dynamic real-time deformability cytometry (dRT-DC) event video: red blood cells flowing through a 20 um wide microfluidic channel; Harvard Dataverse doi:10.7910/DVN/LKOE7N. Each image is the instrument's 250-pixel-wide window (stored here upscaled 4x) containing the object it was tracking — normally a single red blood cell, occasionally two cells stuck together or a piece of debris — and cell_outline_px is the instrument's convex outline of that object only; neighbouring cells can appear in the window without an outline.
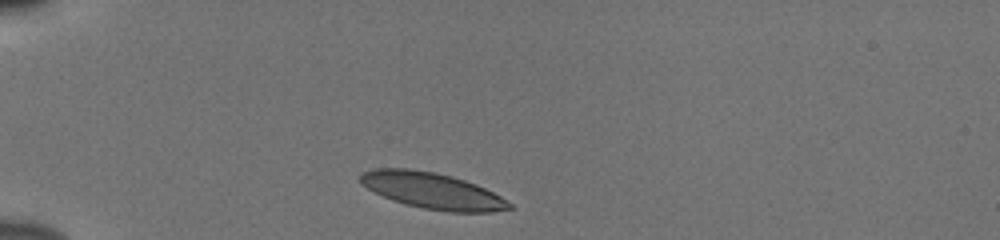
{"species": "human", "species_latin": "Homo sapiens", "temperature_condition": "cold", "stored_images_in_passage": 35, "camera_frame_rate_fps": 3000, "um_per_image_px": 0.085, "donor": {"sex": "male"}, "frame": {"image": 1, "passage_image": 1, "time_ms": 0.0, "image_size_px": [1000, 240], "cell_outline_px": [[512, 208], [492, 212], [448, 212], [424, 208], [404, 204], [392, 200], [360, 184], [360, 176], [364, 172], [376, 168], [408, 168], [432, 172], [452, 176], [476, 184], [500, 196], [512, 204]], "centroid_in_image_um": [36.75, 16.21], "position_along_channel_um": 48.3, "area_um2": 31.1}}
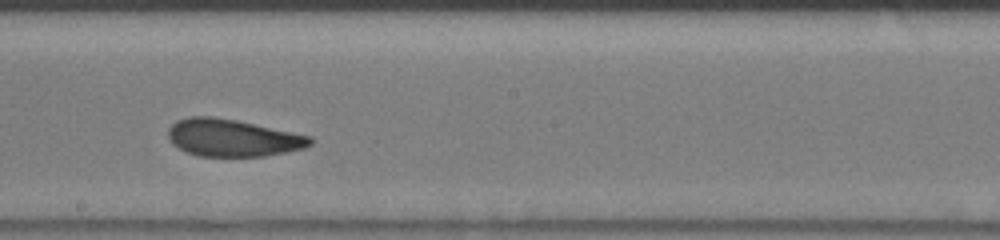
{"frame": {"image": 2, "passage_image": 18, "time_ms": 5.667, "image_size_px": [1000, 240], "cell_outline_px": [[312, 144], [304, 148], [288, 152], [264, 156], [200, 156], [184, 152], [172, 144], [168, 136], [168, 128], [176, 120], [192, 116], [212, 116], [236, 120], [312, 136]], "centroid_in_image_um": [19.75, 11.72], "position_along_channel_um": 228.4, "area_um2": 30.98}}
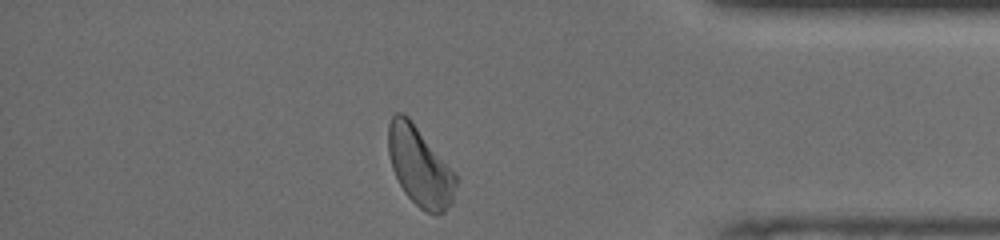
{"frame": {"image": 3, "passage_image": 33, "time_ms": 10.667, "image_size_px": [1000, 240], "cell_outline_px": [[456, 184], [452, 204], [444, 212], [428, 212], [420, 208], [404, 192], [392, 168], [388, 152], [388, 124], [392, 116], [396, 112], [400, 112], [408, 116], [456, 172]], "centroid_in_image_um": [35.69, 14.11], "position_along_channel_um": 399.5, "area_um2": 31.1}, "authors_computed_cell_mechanics": {"area_um2": 31.0964, "velocity_mm_per_s": 3.8095, "shape_relaxation_time_tau1_ms": 4.5296, "shape_relaxation_time_tau2_ms": 1.4761, "deformation_change_tau1": 0.1125, "deformation_change_tau2": 0.0838}}